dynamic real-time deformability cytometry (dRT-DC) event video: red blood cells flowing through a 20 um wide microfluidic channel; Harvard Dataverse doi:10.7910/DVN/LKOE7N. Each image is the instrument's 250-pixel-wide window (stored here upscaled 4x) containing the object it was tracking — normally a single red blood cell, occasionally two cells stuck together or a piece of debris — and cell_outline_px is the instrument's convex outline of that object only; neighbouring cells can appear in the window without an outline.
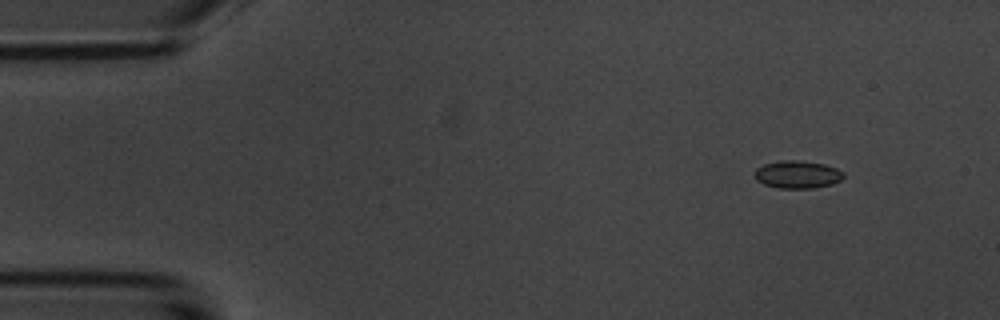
{"species": "common noctule bat (a hibernating species)", "species_latin": "Nyctalus noctula", "temperature_condition": "room temperature", "stored_images_in_passage": 6, "camera_frame_rate_fps": 3000, "um_per_image_px": 0.085, "animal": {"sex": "male", "body_mass_g": 20.1, "forearm_length_mm": 53.5}, "frame": {"image": 1, "passage_image": 2, "time_ms": 1.0, "image_size_px": [1000, 320], "cell_outline_px": [[844, 176], [840, 180], [832, 184], [812, 188], [780, 188], [764, 184], [756, 180], [756, 168], [764, 164], [780, 160], [800, 160], [824, 164], [836, 168], [844, 172]], "centroid_in_image_um": [67.79, 14.82], "position_along_channel_um": 17.2, "area_um2": 14.28}}